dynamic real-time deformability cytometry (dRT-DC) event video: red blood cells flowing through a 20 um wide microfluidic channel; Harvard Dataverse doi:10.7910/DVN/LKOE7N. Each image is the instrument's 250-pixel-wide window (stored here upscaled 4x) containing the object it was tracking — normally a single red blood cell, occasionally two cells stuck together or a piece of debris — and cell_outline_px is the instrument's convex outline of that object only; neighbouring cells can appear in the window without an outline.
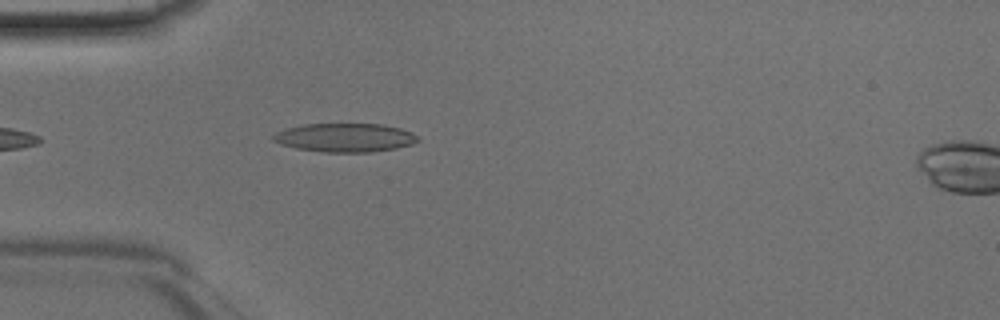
{"species": "Egyptian fruit bat (a non-hibernating species)", "species_latin": "Rousettus aegyptiacus", "temperature_condition": "room temperature", "stored_images_in_passage": 23, "camera_frame_rate_fps": 3000, "um_per_image_px": 0.085, "animal": {"sex": "male"}, "frame": {"image": 1, "passage_image": 3, "time_ms": 0.667, "image_size_px": [1000, 320], "cell_outline_px": [[420, 140], [412, 144], [396, 148], [372, 152], [324, 152], [296, 148], [280, 144], [272, 140], [272, 136], [276, 132], [288, 128], [304, 124], [384, 124], [400, 128], [412, 132]], "centroid_in_image_um": [29.33, 11.7], "position_along_channel_um": 55.7, "area_um2": 24.16}}
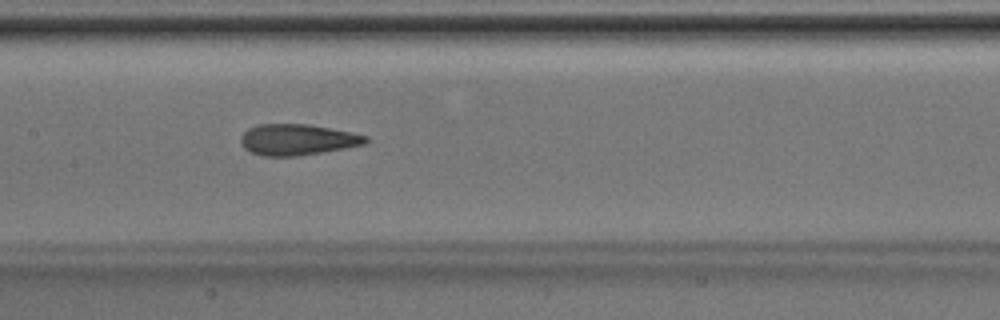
{"frame": {"image": 2, "passage_image": 12, "time_ms": 3.667, "image_size_px": [1000, 320], "cell_outline_px": [[368, 140], [364, 144], [344, 148], [296, 156], [264, 156], [252, 152], [244, 148], [240, 144], [240, 136], [248, 128], [256, 124], [308, 124], [352, 132], [368, 136]], "centroid_in_image_um": [25.24, 11.86], "position_along_channel_um": 182.2, "area_um2": 22.54}}
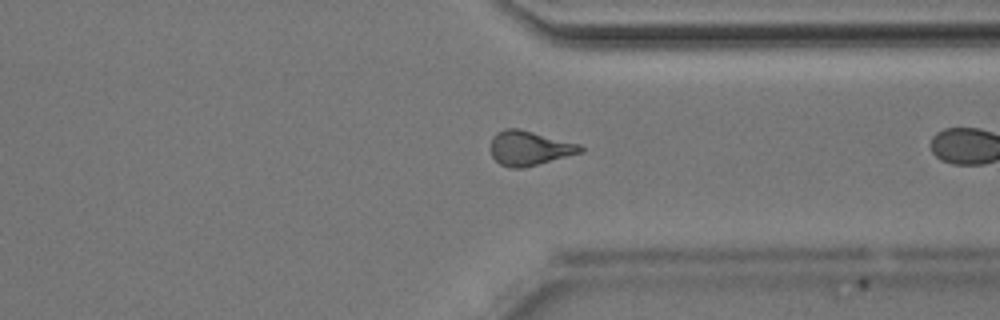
{"frame": {"image": 3, "passage_image": 22, "time_ms": 7.0, "image_size_px": [1000, 320], "cell_outline_px": [[584, 152], [524, 168], [512, 168], [500, 164], [492, 156], [492, 136], [496, 132], [504, 128], [520, 128], [580, 144], [584, 148]], "centroid_in_image_um": [45.02, 12.58], "position_along_channel_um": 366.4, "area_um2": 18.21}}